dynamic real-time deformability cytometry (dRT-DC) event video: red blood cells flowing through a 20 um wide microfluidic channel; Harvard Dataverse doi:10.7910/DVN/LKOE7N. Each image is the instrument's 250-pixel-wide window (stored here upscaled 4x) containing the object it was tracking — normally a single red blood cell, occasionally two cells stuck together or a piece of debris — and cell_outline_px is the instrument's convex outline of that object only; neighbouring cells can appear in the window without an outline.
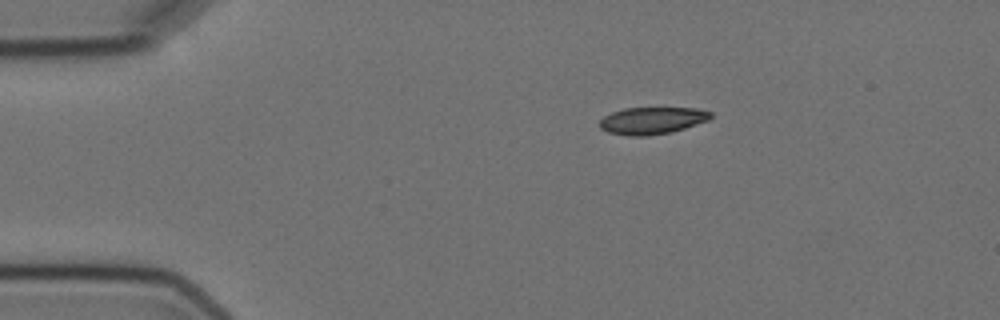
{"species": "Egyptian fruit bat (a non-hibernating species)", "species_latin": "Rousettus aegyptiacus", "temperature_condition": "cold", "stored_images_in_passage": 3, "camera_frame_rate_fps": 3000, "um_per_image_px": 0.085, "animal": {"sex": "female"}, "frame": {"image": 1, "passage_image": 1, "time_ms": 0.0, "image_size_px": [1000, 320], "cell_outline_px": [[712, 116], [708, 120], [672, 132], [648, 136], [628, 136], [608, 132], [600, 128], [600, 120], [604, 116], [612, 112], [624, 108], [700, 108], [712, 112]], "centroid_in_image_um": [55.43, 10.25], "position_along_channel_um": 29.6, "area_um2": 17.57}}
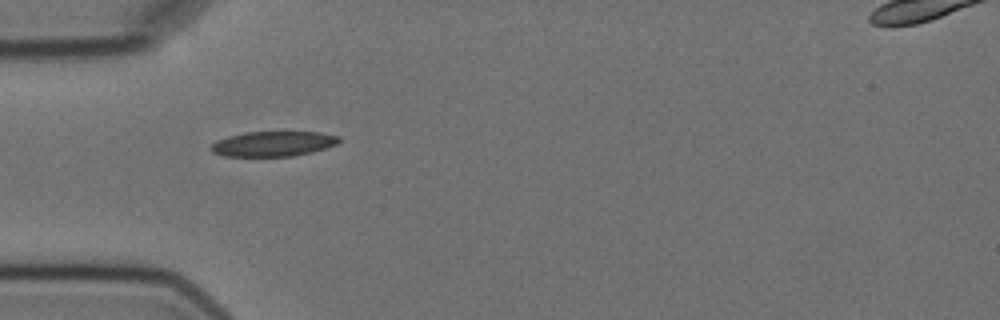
{"frame": {"image": 2, "passage_image": 3, "time_ms": 2.333, "image_size_px": [1000, 320], "cell_outline_px": [[340, 140], [336, 144], [312, 152], [292, 156], [224, 156], [212, 152], [208, 148], [216, 140], [228, 136], [244, 132], [320, 132], [340, 136]], "centroid_in_image_um": [23.19, 12.22], "position_along_channel_um": 61.8, "area_um2": 18.73}}